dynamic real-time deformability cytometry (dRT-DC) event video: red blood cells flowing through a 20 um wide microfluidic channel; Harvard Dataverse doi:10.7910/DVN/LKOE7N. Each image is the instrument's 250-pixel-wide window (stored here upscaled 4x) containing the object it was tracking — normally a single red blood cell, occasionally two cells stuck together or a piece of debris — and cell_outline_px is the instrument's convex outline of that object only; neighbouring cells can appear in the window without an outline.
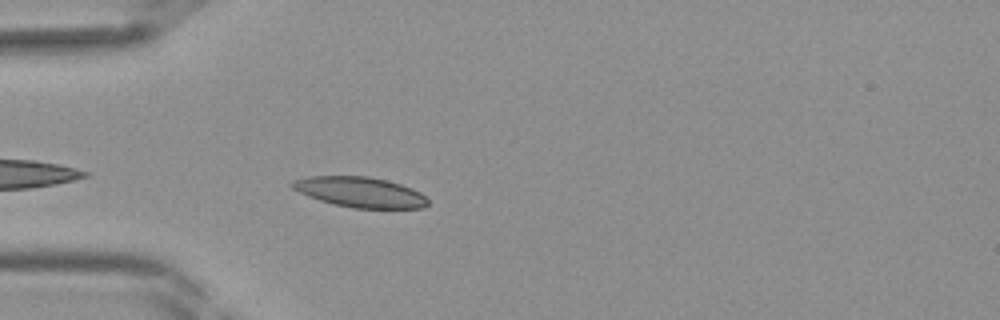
{"species": "Egyptian fruit bat (a non-hibernating species)", "species_latin": "Rousettus aegyptiacus", "temperature_condition": "room temperature", "stored_images_in_passage": 27, "camera_frame_rate_fps": 3000, "um_per_image_px": 0.085, "frame": {"image": 1, "passage_image": 2, "time_ms": 0.333, "image_size_px": [1000, 320], "cell_outline_px": [[428, 204], [420, 208], [352, 208], [320, 200], [308, 196], [292, 188], [288, 184], [292, 180], [308, 176], [368, 176], [388, 180], [412, 188], [420, 192], [428, 200]], "centroid_in_image_um": [30.58, 16.32], "position_along_channel_um": 54.4, "area_um2": 23.93}}
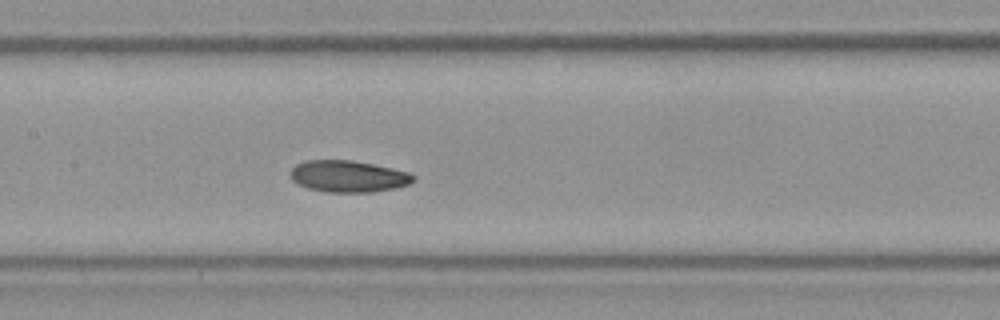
{"frame": {"image": 2, "passage_image": 10, "time_ms": 3.0, "image_size_px": [1000, 320], "cell_outline_px": [[416, 180], [408, 184], [396, 188], [372, 192], [324, 192], [308, 188], [296, 184], [292, 180], [288, 172], [296, 164], [304, 160], [352, 160], [392, 168], [408, 172], [416, 176]], "centroid_in_image_um": [29.57, 14.99], "position_along_channel_um": 177.8, "area_um2": 22.95}}
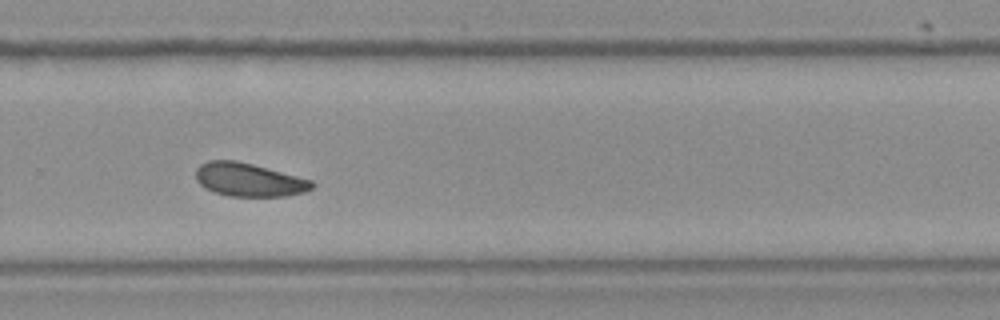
{"frame": {"image": 3, "passage_image": 18, "time_ms": 5.667, "image_size_px": [1000, 320], "cell_outline_px": [[316, 184], [312, 188], [304, 192], [288, 196], [228, 196], [204, 188], [196, 180], [196, 168], [200, 164], [208, 160], [236, 160], [252, 164], [312, 180]], "centroid_in_image_um": [21.14, 15.28], "position_along_channel_um": 308.7, "area_um2": 22.6}}